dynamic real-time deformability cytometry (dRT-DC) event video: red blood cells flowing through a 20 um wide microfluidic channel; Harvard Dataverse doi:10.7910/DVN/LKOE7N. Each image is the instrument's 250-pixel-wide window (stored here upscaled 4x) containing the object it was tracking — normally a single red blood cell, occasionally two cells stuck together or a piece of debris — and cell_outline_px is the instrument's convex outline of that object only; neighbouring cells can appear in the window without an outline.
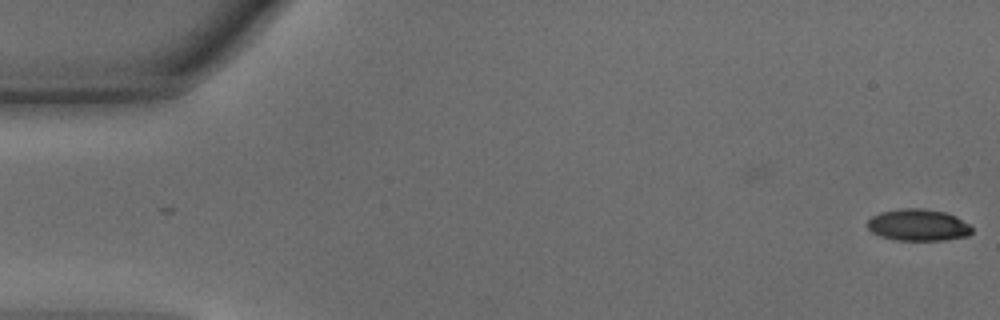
{"species": "common noctule bat (a hibernating species)", "species_latin": "Nyctalus noctula", "temperature_condition": "warm", "stored_images_in_passage": 42, "camera_frame_rate_fps": 3000, "um_per_image_px": 0.085, "animal": {"sex": "male", "body_mass_g": 15.6}, "frame": {"image": 1, "passage_image": 1, "time_ms": 0.0, "image_size_px": [1000, 320], "cell_outline_px": [[972, 232], [968, 236], [944, 240], [896, 240], [880, 236], [872, 232], [868, 228], [868, 220], [872, 216], [880, 212], [900, 208], [924, 208], [944, 212], [956, 216], [968, 224], [972, 228]], "centroid_in_image_um": [78.04, 19.12], "position_along_channel_um": 7.0, "area_um2": 19.36}}
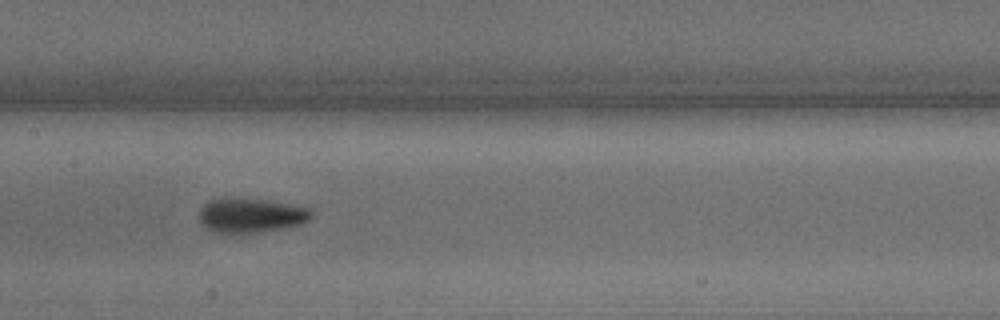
{"frame": {"image": 2, "passage_image": 23, "time_ms": 7.333, "image_size_px": [1000, 320], "cell_outline_px": [[312, 216], [308, 220], [300, 224], [260, 232], [216, 232], [208, 228], [200, 220], [200, 208], [208, 200], [228, 196], [264, 200], [308, 208], [312, 212]], "centroid_in_image_um": [21.28, 18.27], "position_along_channel_um": 186.1, "area_um2": 22.2}}
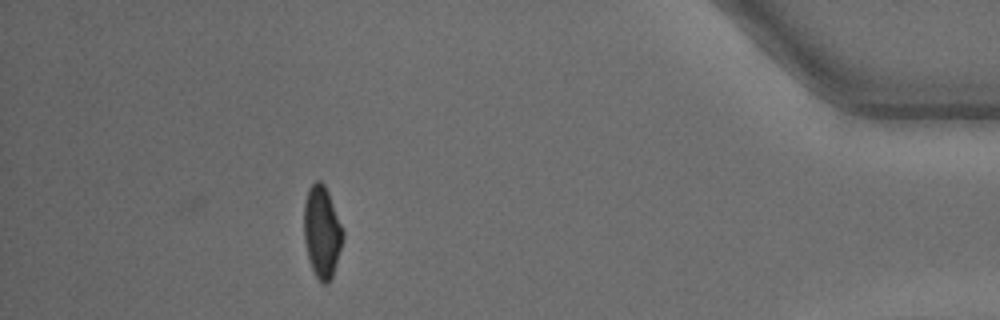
{"frame": {"image": 3, "passage_image": 42, "time_ms": 13.667, "image_size_px": [1000, 320], "cell_outline_px": [[344, 236], [332, 276], [328, 284], [324, 284], [316, 276], [312, 268], [308, 256], [304, 240], [304, 204], [308, 188], [316, 180], [320, 180], [324, 184], [328, 192], [344, 232]], "centroid_in_image_um": [27.35, 19.68], "position_along_channel_um": 407.8, "area_um2": 20.58}, "authors_computed_cell_mechanics": {"area_um2": 21.386, "velocity_mm_per_s": 4.3463, "shape_relaxation_time_tau1_ms": 2.4988, "shape_relaxation_time_tau2_ms": 1.4756, "deformation_change_tau1": 0.1274, "deformation_change_tau2": 0.0775}}